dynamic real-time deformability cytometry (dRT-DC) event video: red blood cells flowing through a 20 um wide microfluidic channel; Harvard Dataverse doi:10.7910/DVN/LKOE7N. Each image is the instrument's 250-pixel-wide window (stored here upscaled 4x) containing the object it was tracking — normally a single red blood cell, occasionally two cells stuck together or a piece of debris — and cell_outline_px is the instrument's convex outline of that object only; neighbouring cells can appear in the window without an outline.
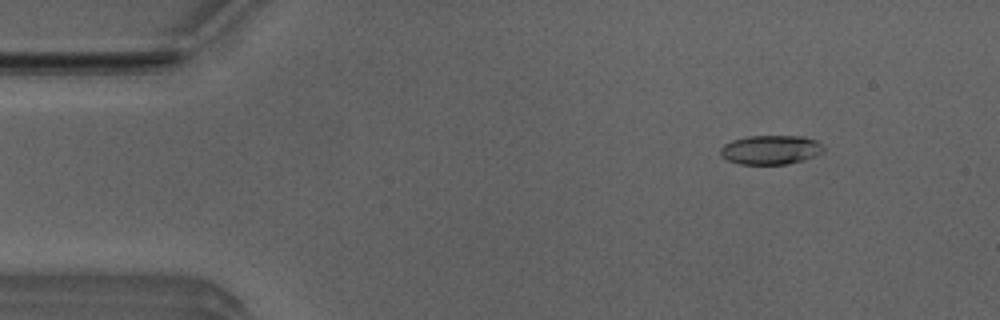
{"species": "Egyptian fruit bat (a non-hibernating species)", "species_latin": "Rousettus aegyptiacus", "temperature_condition": "room temperature", "stored_images_in_passage": 6, "camera_frame_rate_fps": 3000, "um_per_image_px": 0.085, "animal": {"sex": "male"}, "frame": {"image": 1, "passage_image": 2, "time_ms": 0.333, "image_size_px": [1000, 320], "cell_outline_px": [[824, 152], [816, 156], [804, 160], [788, 164], [740, 164], [728, 160], [720, 156], [720, 148], [724, 144], [732, 140], [748, 136], [804, 136], [816, 140], [824, 148]], "centroid_in_image_um": [65.51, 12.73], "position_along_channel_um": 19.5, "area_um2": 17.69}}